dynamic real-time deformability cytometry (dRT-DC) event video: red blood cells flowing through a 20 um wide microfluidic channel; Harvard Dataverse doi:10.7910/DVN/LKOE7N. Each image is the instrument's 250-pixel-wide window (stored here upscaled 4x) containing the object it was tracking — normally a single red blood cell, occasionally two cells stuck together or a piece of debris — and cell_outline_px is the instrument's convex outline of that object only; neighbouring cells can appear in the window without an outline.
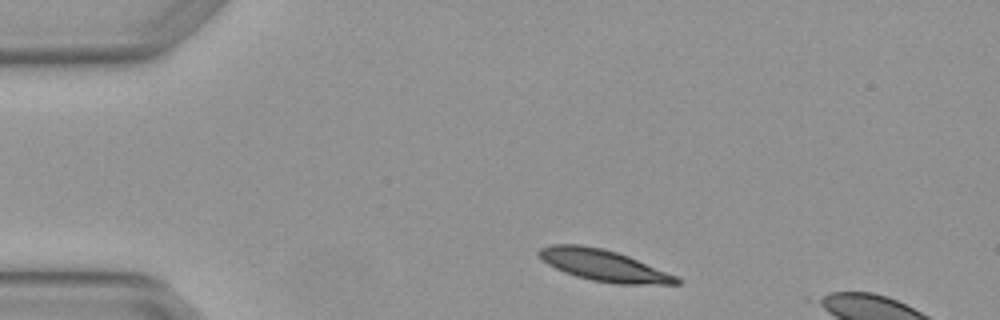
{"species": "Egyptian fruit bat (a non-hibernating species)", "species_latin": "Rousettus aegyptiacus", "temperature_condition": "warm", "stored_images_in_passage": 3, "camera_frame_rate_fps": 3000, "um_per_image_px": 0.085, "animal": {"sex": "female"}, "frame": {"image": 1, "passage_image": 1, "time_ms": 0.0, "image_size_px": [1000, 320], "cell_outline_px": [[680, 284], [616, 284], [592, 280], [576, 276], [564, 272], [548, 264], [536, 252], [540, 248], [552, 244], [580, 244], [600, 248], [616, 252], [628, 256], [676, 276], [680, 280]], "centroid_in_image_um": [51.28, 22.56], "position_along_channel_um": 33.7, "area_um2": 24.8}}